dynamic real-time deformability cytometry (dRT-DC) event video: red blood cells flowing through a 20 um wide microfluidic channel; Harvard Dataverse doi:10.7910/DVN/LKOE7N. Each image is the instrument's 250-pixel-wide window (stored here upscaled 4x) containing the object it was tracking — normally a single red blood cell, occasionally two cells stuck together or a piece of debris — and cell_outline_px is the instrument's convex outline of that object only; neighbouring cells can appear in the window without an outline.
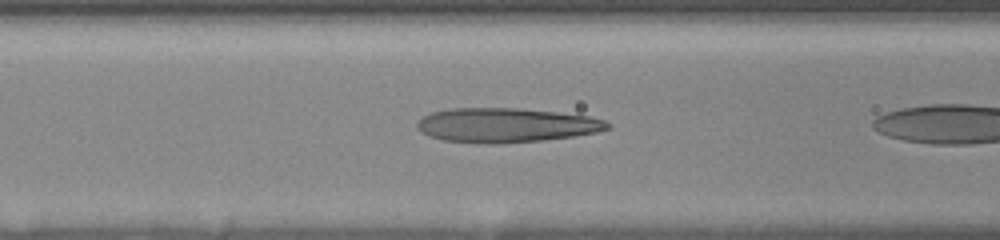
{"species": "human", "species_latin": "Homo sapiens", "temperature_condition": "room temperature", "stored_images_in_passage": 16, "camera_frame_rate_fps": 3000, "um_per_image_px": 0.085, "donor": {"sex": "female"}, "frame": {"image": 1, "passage_image": 14, "time_ms": 6.0, "image_size_px": [1000, 240], "cell_outline_px": [[612, 124], [608, 128], [596, 132], [572, 136], [540, 140], [500, 144], [484, 144], [444, 140], [428, 136], [420, 132], [416, 128], [416, 120], [432, 112], [448, 108], [516, 108], [556, 112], [588, 116], [604, 120]], "centroid_in_image_um": [42.94, 10.64], "position_along_channel_um": 123.7, "area_um2": 38.21}}